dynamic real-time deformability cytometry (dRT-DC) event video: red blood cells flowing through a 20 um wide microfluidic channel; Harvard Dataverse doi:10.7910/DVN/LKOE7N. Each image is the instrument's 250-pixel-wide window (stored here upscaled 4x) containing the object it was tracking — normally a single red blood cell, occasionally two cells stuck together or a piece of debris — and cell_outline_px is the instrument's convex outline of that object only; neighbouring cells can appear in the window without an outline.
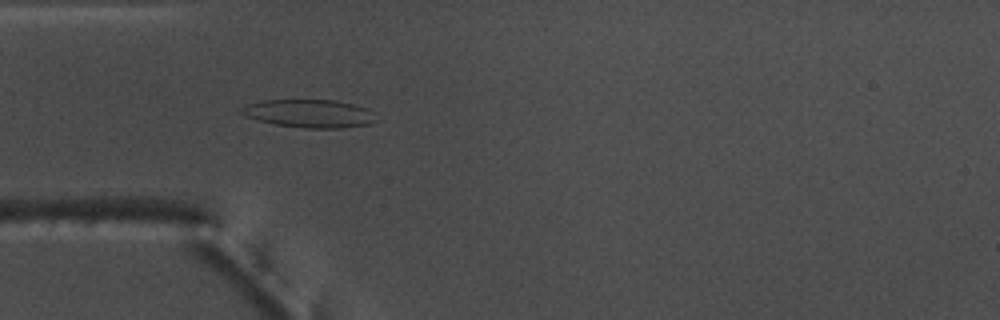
{"species": "common noctule bat (a hibernating species)", "species_latin": "Nyctalus noctula", "temperature_condition": "warm", "stored_images_in_passage": 25, "camera_frame_rate_fps": 3000, "um_per_image_px": 0.085, "animal": {"sex": "male", "body_mass_g": 17.5, "forearm_length_mm": 52.3}, "frame": {"image": 1, "passage_image": 6, "time_ms": 1.667, "image_size_px": [1000, 320], "cell_outline_px": [[380, 120], [372, 124], [344, 128], [304, 128], [276, 124], [256, 120], [244, 116], [240, 112], [240, 108], [248, 104], [260, 100], [336, 100], [368, 108], [376, 112]], "centroid_in_image_um": [26.37, 9.65], "position_along_channel_um": 58.6, "area_um2": 22.54}}
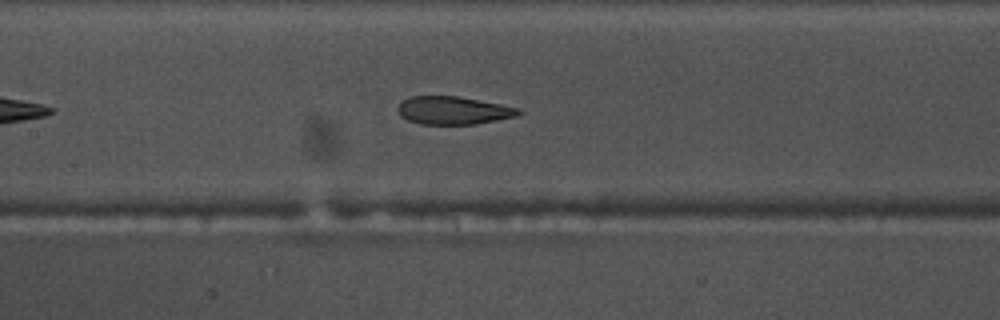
{"frame": {"image": 2, "passage_image": 15, "time_ms": 4.667, "image_size_px": [1000, 320], "cell_outline_px": [[524, 112], [516, 116], [496, 120], [472, 124], [420, 124], [408, 120], [400, 116], [396, 108], [404, 100], [412, 96], [456, 96], [500, 104], [520, 108]], "centroid_in_image_um": [38.52, 9.39], "position_along_channel_um": 168.9, "area_um2": 19.54}}
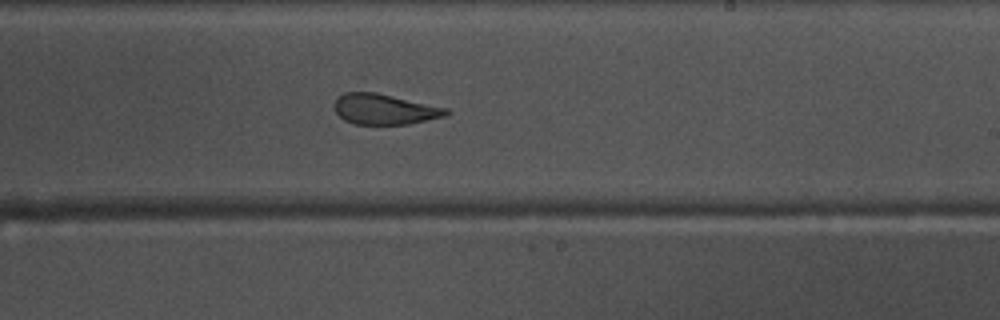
{"frame": {"image": 3, "passage_image": 22, "time_ms": 7.0, "image_size_px": [1000, 320], "cell_outline_px": [[452, 112], [444, 116], [408, 124], [352, 124], [344, 120], [336, 112], [336, 100], [344, 92], [376, 92], [448, 108]], "centroid_in_image_um": [32.71, 9.28], "position_along_channel_um": 256.3, "area_um2": 19.71}}